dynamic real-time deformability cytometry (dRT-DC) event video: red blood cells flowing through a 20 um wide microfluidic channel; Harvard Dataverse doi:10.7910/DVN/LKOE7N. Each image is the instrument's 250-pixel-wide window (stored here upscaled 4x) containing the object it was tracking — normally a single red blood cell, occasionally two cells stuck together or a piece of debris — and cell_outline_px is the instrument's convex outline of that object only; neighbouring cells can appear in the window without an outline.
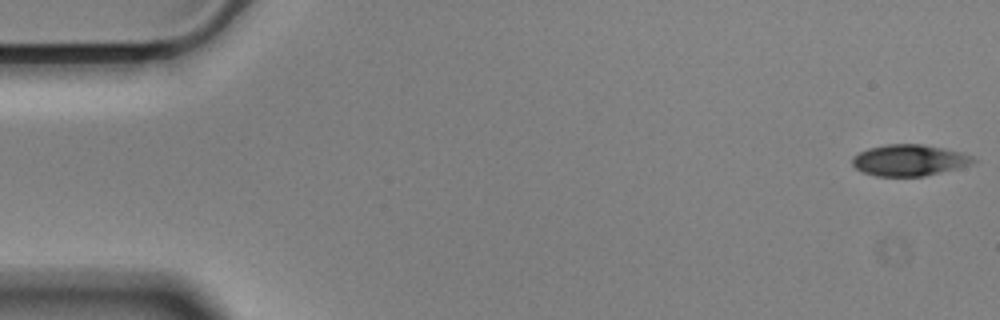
{"species": "Egyptian fruit bat (a non-hibernating species)", "species_latin": "Rousettus aegyptiacus", "temperature_condition": "cold", "stored_images_in_passage": 56, "camera_frame_rate_fps": 3000, "um_per_image_px": 0.085, "animal": {"sex": "male"}, "frame": {"image": 1, "passage_image": 1, "time_ms": 0.0, "image_size_px": [1000, 320], "cell_outline_px": [[976, 160], [972, 164], [924, 176], [876, 176], [864, 172], [856, 168], [852, 164], [852, 156], [868, 148], [888, 144], [924, 144], [944, 148], [960, 152], [972, 156]], "centroid_in_image_um": [77.27, 13.61], "position_along_channel_um": 7.7, "area_um2": 21.91}}
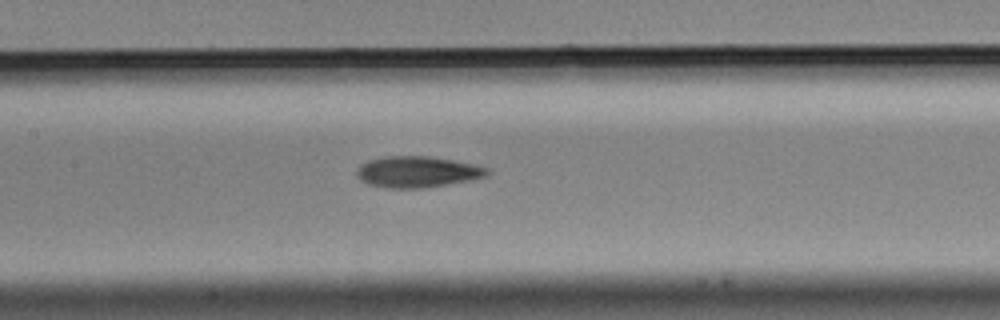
{"frame": {"image": 2, "passage_image": 26, "time_ms": 8.333, "image_size_px": [1000, 320], "cell_outline_px": [[492, 172], [488, 176], [472, 180], [420, 188], [388, 188], [368, 184], [360, 180], [356, 176], [356, 168], [360, 164], [368, 160], [384, 156], [432, 156], [472, 164], [488, 168]], "centroid_in_image_um": [35.46, 14.6], "position_along_channel_um": 171.9, "area_um2": 23.87}}
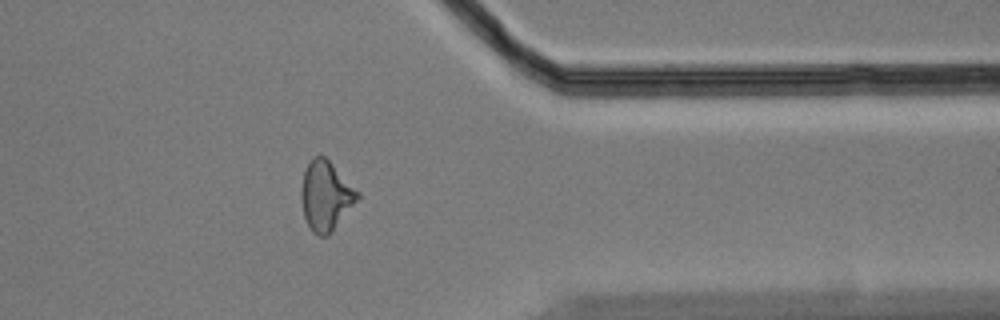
{"frame": {"image": 3, "passage_image": 45, "time_ms": 14.667, "image_size_px": [1000, 320], "cell_outline_px": [[360, 196], [332, 232], [328, 236], [320, 236], [312, 232], [304, 216], [300, 200], [300, 188], [304, 168], [312, 156], [320, 152], [360, 192]], "centroid_in_image_um": [27.65, 16.61], "position_along_channel_um": 383.7, "area_um2": 23.06}, "authors_computed_cell_mechanics": {"area_um2": 22.6865, "velocity_mm_per_s": 3.5415, "shape_relaxation_time_tau1_ms": 9.033, "shape_relaxation_time_tau2_ms": 6.1551, "deformation_change_tau1": 0.1856, "deformation_change_tau2": 0.1474}}